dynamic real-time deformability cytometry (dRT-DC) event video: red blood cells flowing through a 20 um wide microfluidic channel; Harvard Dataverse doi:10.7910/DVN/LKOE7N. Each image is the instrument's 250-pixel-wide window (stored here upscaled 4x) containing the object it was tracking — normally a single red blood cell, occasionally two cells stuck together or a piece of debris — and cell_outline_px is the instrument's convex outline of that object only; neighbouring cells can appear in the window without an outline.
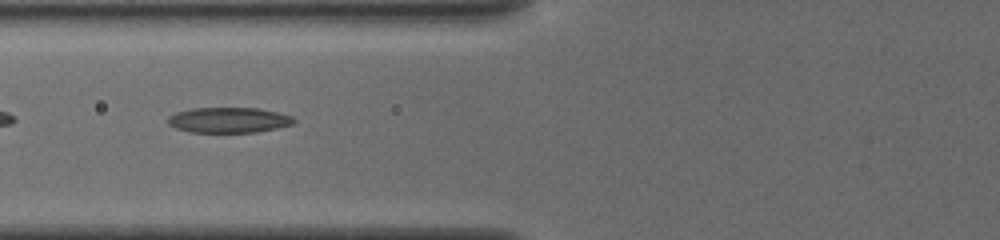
{"species": "common noctule bat (a hibernating species)", "species_latin": "Nyctalus noctula", "temperature_condition": "cold", "stored_images_in_passage": 35, "camera_frame_rate_fps": 3000, "um_per_image_px": 0.085, "animal": {"sex": "female", "body_mass_g": 19.5, "forearm_length_mm": 54.1}, "frame": {"image": 1, "passage_image": 4, "time_ms": 1.0, "image_size_px": [1000, 240], "cell_outline_px": [[296, 120], [292, 124], [276, 128], [256, 132], [188, 132], [176, 128], [168, 124], [168, 116], [176, 112], [192, 108], [256, 108], [276, 112], [292, 116]], "centroid_in_image_um": [19.41, 10.2], "position_along_channel_um": 106.4, "area_um2": 18.55}}
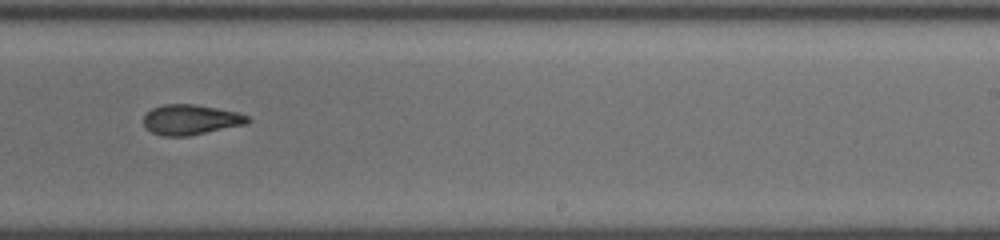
{"frame": {"image": 2, "passage_image": 17, "time_ms": 5.333, "image_size_px": [1000, 240], "cell_outline_px": [[252, 120], [248, 124], [188, 136], [160, 136], [152, 132], [144, 124], [144, 116], [152, 108], [164, 104], [196, 104], [236, 112], [248, 116]], "centroid_in_image_um": [16.24, 10.17], "position_along_channel_um": 272.8, "area_um2": 18.32}}
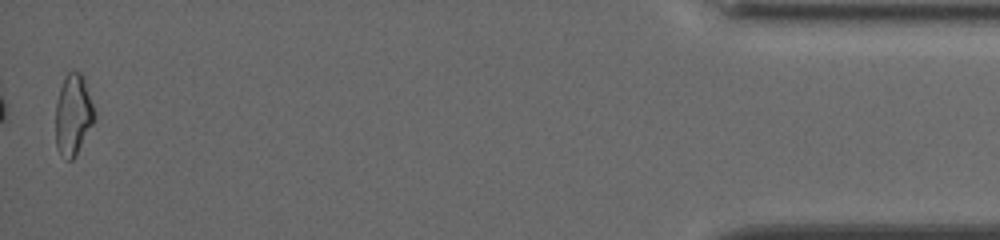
{"frame": {"image": 3, "passage_image": 35, "time_ms": 11.333, "image_size_px": [1000, 240], "cell_outline_px": [[96, 116], [76, 156], [72, 160], [68, 160], [56, 148], [56, 104], [60, 88], [64, 76], [72, 68], [80, 72], [84, 80], [96, 112]], "centroid_in_image_um": [6.22, 9.72], "position_along_channel_um": 429.0, "area_um2": 18.32}, "authors_computed_cell_mechanics": {"area_um2": 18.3804, "velocity_mm_per_s": 3.8457, "shape_relaxation_time_tau1_ms": 3.9611, "shape_relaxation_time_tau2_ms": 3.607, "deformation_change_tau1": 0.1487, "deformation_change_tau2": 0.12}}